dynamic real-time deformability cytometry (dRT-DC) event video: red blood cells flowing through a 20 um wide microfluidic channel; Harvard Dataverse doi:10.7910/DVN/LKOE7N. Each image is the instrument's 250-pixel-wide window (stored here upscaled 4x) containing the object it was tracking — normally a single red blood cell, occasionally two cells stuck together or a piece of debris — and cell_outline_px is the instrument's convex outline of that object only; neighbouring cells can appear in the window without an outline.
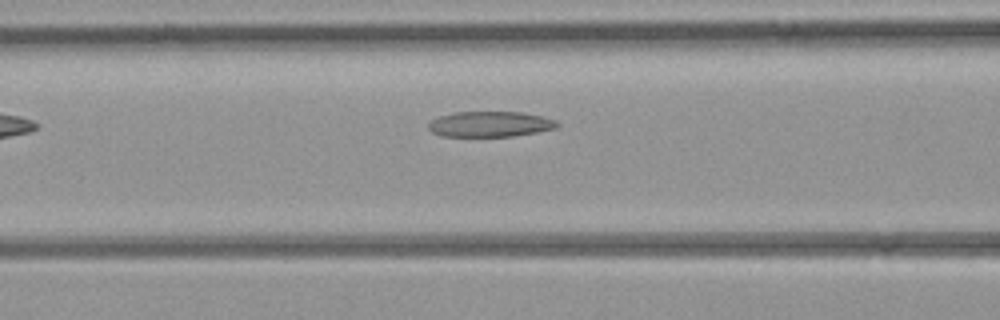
{"species": "common noctule bat (a hibernating species)", "species_latin": "Nyctalus noctula", "temperature_condition": "room temperature", "stored_images_in_passage": 5, "camera_frame_rate_fps": 3000, "um_per_image_px": 0.085, "animal": {"sex": "female", "body_mass_g": 21.9}, "frame": {"image": 1, "passage_image": 5, "time_ms": 4.667, "image_size_px": [1000, 320], "cell_outline_px": [[560, 124], [556, 128], [536, 132], [512, 136], [440, 136], [432, 132], [428, 128], [428, 124], [432, 120], [440, 116], [452, 112], [520, 112], [540, 116], [556, 120]], "centroid_in_image_um": [41.64, 10.55], "position_along_channel_um": 125.0, "area_um2": 19.02}}